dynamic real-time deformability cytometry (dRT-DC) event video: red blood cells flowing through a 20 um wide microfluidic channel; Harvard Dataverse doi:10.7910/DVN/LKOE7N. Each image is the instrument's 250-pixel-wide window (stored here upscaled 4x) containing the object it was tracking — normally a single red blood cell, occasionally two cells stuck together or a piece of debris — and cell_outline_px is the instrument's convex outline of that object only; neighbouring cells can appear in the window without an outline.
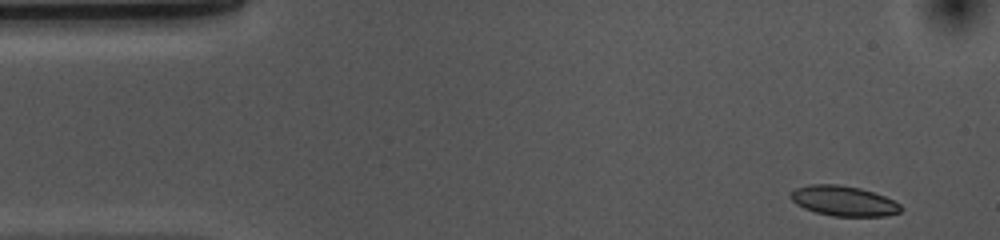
{"species": "common noctule bat (a hibernating species)", "species_latin": "Nyctalus noctula", "temperature_condition": "cold", "stored_images_in_passage": 10, "camera_frame_rate_fps": 3000, "um_per_image_px": 0.085, "animal": {"sex": "female", "body_mass_g": 10.0, "forearm_length_mm": 53.1}, "frame": {"image": 1, "passage_image": 1, "time_ms": 0.0, "image_size_px": [1000, 240], "cell_outline_px": [[904, 208], [900, 212], [884, 216], [832, 216], [816, 212], [804, 208], [796, 204], [788, 196], [788, 192], [796, 188], [808, 184], [836, 184], [860, 188], [884, 196], [900, 204]], "centroid_in_image_um": [71.67, 17.07], "position_along_channel_um": 13.3, "area_um2": 19.42}}